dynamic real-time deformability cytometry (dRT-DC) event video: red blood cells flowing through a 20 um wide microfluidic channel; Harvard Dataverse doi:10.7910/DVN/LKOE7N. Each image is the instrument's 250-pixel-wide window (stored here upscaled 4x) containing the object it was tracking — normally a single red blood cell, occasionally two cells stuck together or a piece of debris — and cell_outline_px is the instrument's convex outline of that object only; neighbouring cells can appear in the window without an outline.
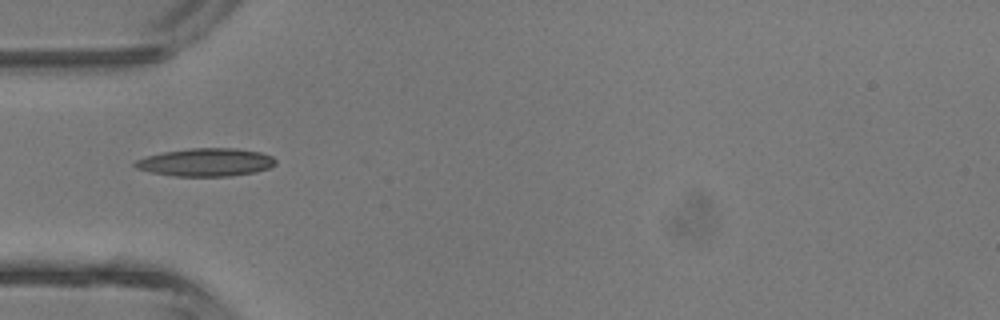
{"species": "common noctule bat (a hibernating species)", "species_latin": "Nyctalus noctula", "temperature_condition": "room temperature", "stored_images_in_passage": 3, "camera_frame_rate_fps": 3000, "um_per_image_px": 0.085, "animal": {"sex": "male", "body_mass_g": 13.3}, "frame": {"image": 1, "passage_image": 3, "time_ms": 2.333, "image_size_px": [1000, 320], "cell_outline_px": [[276, 164], [268, 168], [256, 172], [232, 176], [176, 176], [152, 172], [136, 168], [132, 164], [136, 160], [148, 156], [164, 152], [188, 148], [236, 148], [260, 152], [272, 156], [276, 160]], "centroid_in_image_um": [17.53, 13.79], "position_along_channel_um": 67.5, "area_um2": 22.89}}